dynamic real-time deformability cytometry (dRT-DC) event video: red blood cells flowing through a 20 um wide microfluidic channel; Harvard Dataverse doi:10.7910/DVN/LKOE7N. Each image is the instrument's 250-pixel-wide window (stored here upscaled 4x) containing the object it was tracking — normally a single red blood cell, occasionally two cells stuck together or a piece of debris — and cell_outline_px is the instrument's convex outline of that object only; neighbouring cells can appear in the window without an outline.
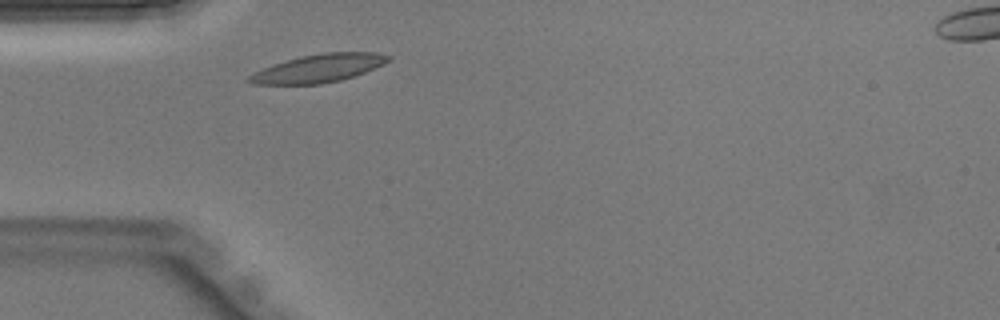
{"species": "Egyptian fruit bat (a non-hibernating species)", "species_latin": "Rousettus aegyptiacus", "temperature_condition": "warm", "stored_images_in_passage": 24, "camera_frame_rate_fps": 3000, "um_per_image_px": 0.085, "animal": {"sex": "male"}, "frame": {"image": 1, "passage_image": 1, "time_ms": 0.0, "image_size_px": [1000, 320], "cell_outline_px": [[392, 56], [384, 64], [364, 72], [340, 80], [320, 84], [252, 84], [244, 80], [252, 72], [272, 64], [300, 56], [324, 52], [376, 52]], "centroid_in_image_um": [27.02, 5.8], "position_along_channel_um": 58.0, "area_um2": 22.83}}
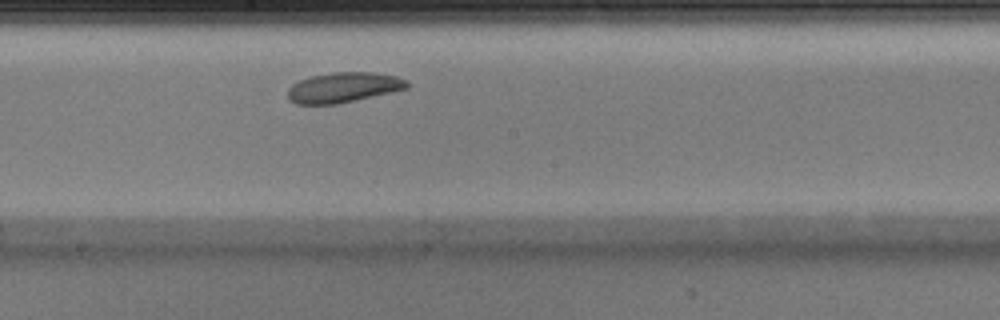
{"frame": {"image": 2, "passage_image": 12, "time_ms": 3.667, "image_size_px": [1000, 320], "cell_outline_px": [[412, 84], [408, 88], [392, 92], [336, 104], [296, 104], [288, 100], [288, 88], [292, 84], [300, 80], [312, 76], [332, 72], [372, 72], [396, 76], [408, 80]], "centroid_in_image_um": [29.21, 7.43], "position_along_channel_um": 219.0, "area_um2": 21.04}}
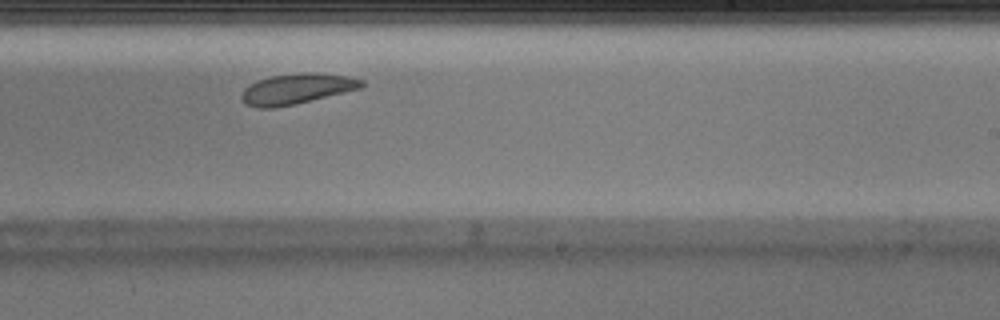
{"frame": {"image": 3, "passage_image": 15, "time_ms": 4.667, "image_size_px": [1000, 320], "cell_outline_px": [[364, 84], [360, 88], [344, 92], [276, 108], [256, 108], [244, 104], [240, 96], [244, 88], [256, 80], [272, 76], [300, 72], [316, 72], [348, 76], [364, 80]], "centroid_in_image_um": [25.17, 7.54], "position_along_channel_um": 263.8, "area_um2": 21.33}}